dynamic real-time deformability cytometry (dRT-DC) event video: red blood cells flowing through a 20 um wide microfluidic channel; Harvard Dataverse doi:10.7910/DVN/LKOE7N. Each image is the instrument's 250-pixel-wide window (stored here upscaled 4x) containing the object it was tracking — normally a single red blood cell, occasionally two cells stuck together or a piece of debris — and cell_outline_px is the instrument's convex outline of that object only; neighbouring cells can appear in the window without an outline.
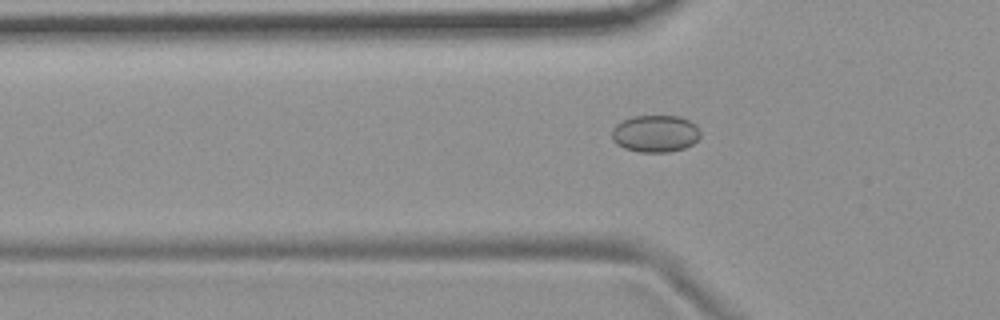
{"species": "common noctule bat (a hibernating species)", "species_latin": "Nyctalus noctula", "temperature_condition": "room temperature", "stored_images_in_passage": 11, "camera_frame_rate_fps": 3000, "um_per_image_px": 0.085, "animal": {"sex": "female", "body_mass_g": 19.9}, "frame": {"image": 1, "passage_image": 8, "time_ms": 2.333, "image_size_px": [1000, 320], "cell_outline_px": [[700, 136], [692, 144], [684, 148], [668, 152], [640, 152], [624, 148], [616, 144], [612, 140], [612, 128], [616, 124], [632, 116], [680, 116], [696, 124], [700, 128]], "centroid_in_image_um": [55.7, 11.35], "position_along_channel_um": 70.1, "area_um2": 19.25}}
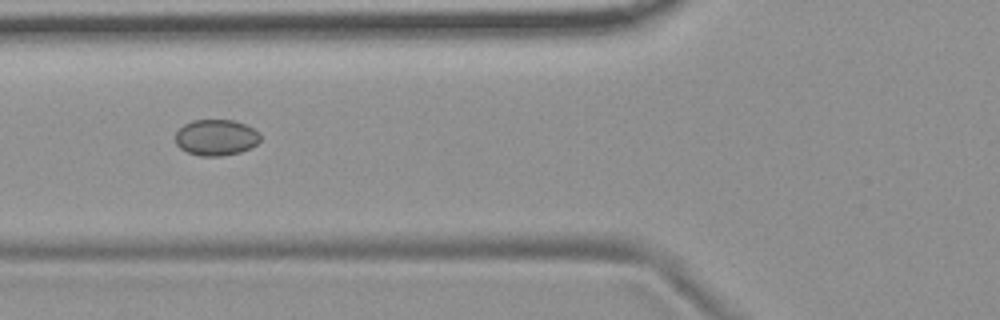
{"frame": {"image": 2, "passage_image": 11, "time_ms": 3.333, "image_size_px": [1000, 320], "cell_outline_px": [[260, 140], [256, 144], [240, 152], [220, 156], [200, 156], [188, 152], [180, 148], [176, 144], [176, 132], [184, 124], [192, 120], [232, 120], [244, 124], [260, 132]], "centroid_in_image_um": [18.35, 11.68], "position_along_channel_um": 107.4, "area_um2": 17.74}}